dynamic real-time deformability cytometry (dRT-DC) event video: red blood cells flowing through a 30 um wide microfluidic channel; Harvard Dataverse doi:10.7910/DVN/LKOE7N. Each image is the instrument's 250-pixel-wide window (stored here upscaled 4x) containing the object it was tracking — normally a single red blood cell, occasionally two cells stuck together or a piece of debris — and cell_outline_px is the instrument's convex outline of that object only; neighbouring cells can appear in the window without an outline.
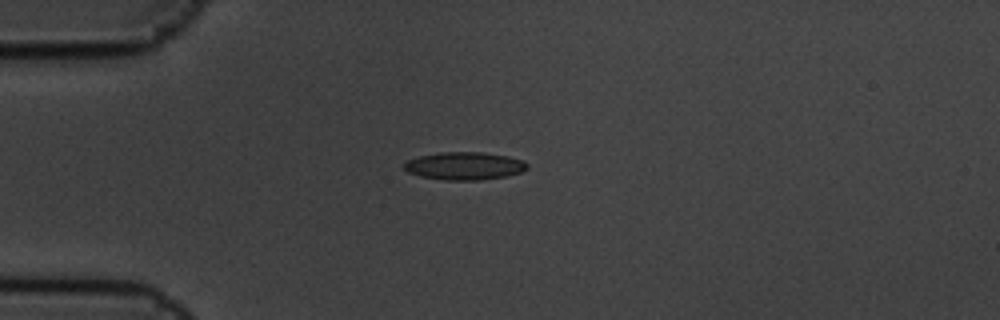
{"species": "common noctule bat (a hibernating species)", "species_latin": "Nyctalus noctula", "temperature_condition": "cold", "stored_images_in_passage": 4, "camera_frame_rate_fps": 3000, "um_per_image_px": 0.085, "animal": {"sex": "male", "body_mass_g": 19.5, "forearm_length_mm": 54.6}, "frame": {"image": 1, "passage_image": 1, "time_ms": 0.0, "image_size_px": [1000, 320], "cell_outline_px": [[528, 168], [520, 172], [508, 176], [480, 180], [444, 180], [420, 176], [408, 172], [404, 168], [404, 164], [408, 160], [420, 156], [440, 152], [484, 152], [508, 156], [524, 160], [528, 164]], "centroid_in_image_um": [39.51, 14.1], "position_along_channel_um": 45.5, "area_um2": 20.0}}
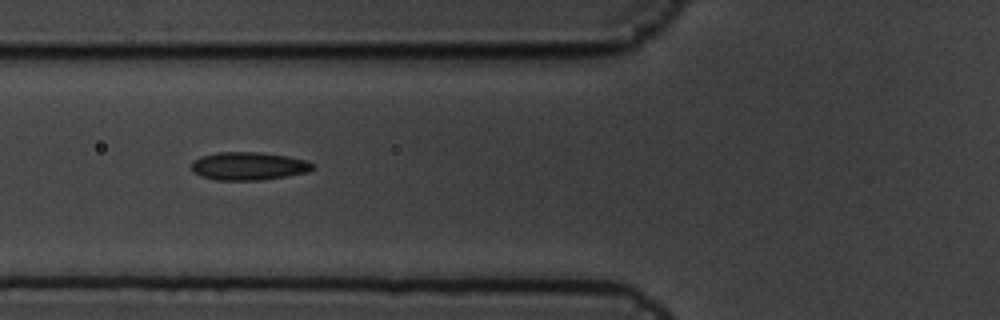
{"frame": {"image": 2, "passage_image": 3, "time_ms": 0.667, "image_size_px": [1000, 320], "cell_outline_px": [[316, 164], [308, 172], [260, 180], [216, 180], [200, 176], [192, 172], [192, 160], [200, 156], [216, 152], [260, 152], [288, 156], [308, 160]], "centroid_in_image_um": [21.11, 14.1], "position_along_channel_um": 104.7, "area_um2": 20.0}}
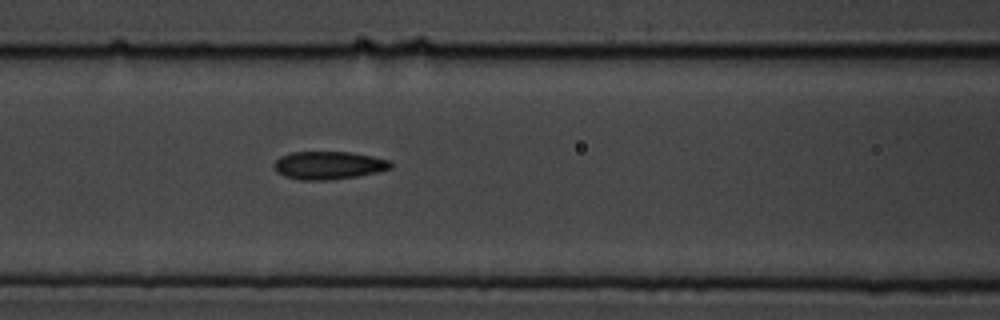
{"frame": {"image": 3, "passage_image": 4, "time_ms": 1.0, "image_size_px": [1000, 320], "cell_outline_px": [[392, 168], [380, 172], [356, 176], [328, 180], [300, 180], [284, 176], [276, 172], [272, 168], [272, 164], [280, 156], [292, 152], [348, 152], [372, 156], [388, 160], [392, 164]], "centroid_in_image_um": [27.89, 14.06], "position_along_channel_um": 138.7, "area_um2": 19.13}}